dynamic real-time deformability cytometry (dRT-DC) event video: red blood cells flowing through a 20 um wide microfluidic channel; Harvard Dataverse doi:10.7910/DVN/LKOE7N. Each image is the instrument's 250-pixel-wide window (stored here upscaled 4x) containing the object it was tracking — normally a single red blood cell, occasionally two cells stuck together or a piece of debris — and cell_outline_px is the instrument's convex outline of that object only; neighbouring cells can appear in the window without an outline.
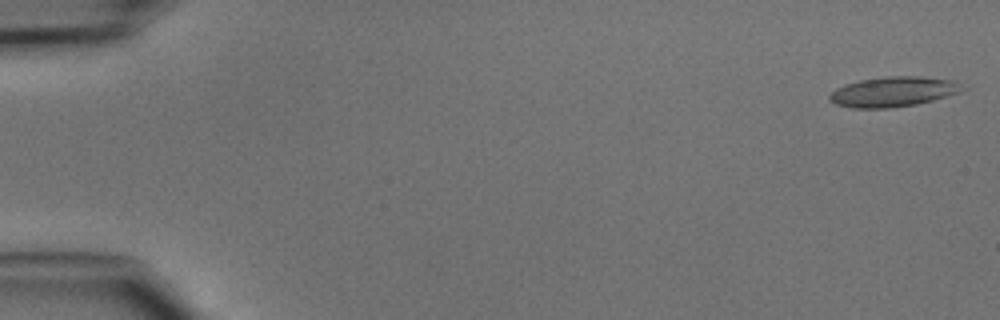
{"species": "common noctule bat (a hibernating species)", "species_latin": "Nyctalus noctula", "temperature_condition": "cold", "stored_images_in_passage": 47, "camera_frame_rate_fps": 3000, "um_per_image_px": 0.085, "animal": {"sex": "male", "body_mass_g": 15.6}, "frame": {"image": 1, "passage_image": 1, "time_ms": 0.0, "image_size_px": [1000, 320], "cell_outline_px": [[968, 88], [960, 92], [932, 100], [916, 104], [888, 108], [852, 108], [836, 104], [828, 100], [828, 96], [836, 88], [844, 84], [860, 80], [884, 76], [920, 76], [956, 80]], "centroid_in_image_um": [75.95, 7.78], "position_along_channel_um": 9.1, "area_um2": 23.47}}
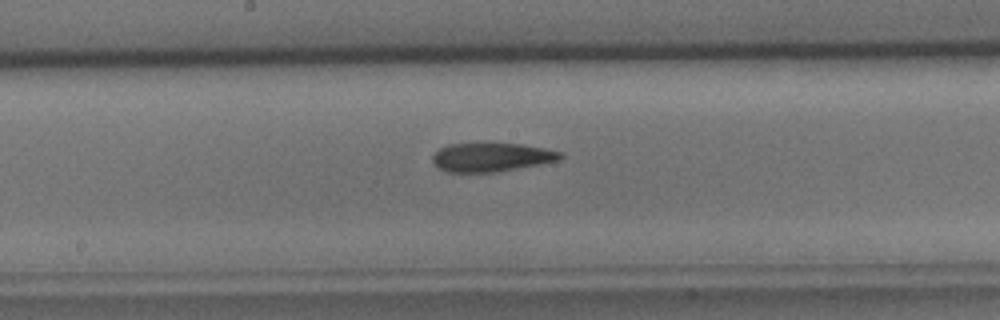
{"frame": {"image": 2, "passage_image": 25, "time_ms": 8.0, "image_size_px": [1000, 320], "cell_outline_px": [[564, 156], [560, 160], [540, 164], [496, 172], [444, 172], [432, 164], [432, 156], [440, 148], [448, 144], [520, 144], [544, 148], [564, 152]], "centroid_in_image_um": [41.76, 13.37], "position_along_channel_um": 206.4, "area_um2": 21.44}}
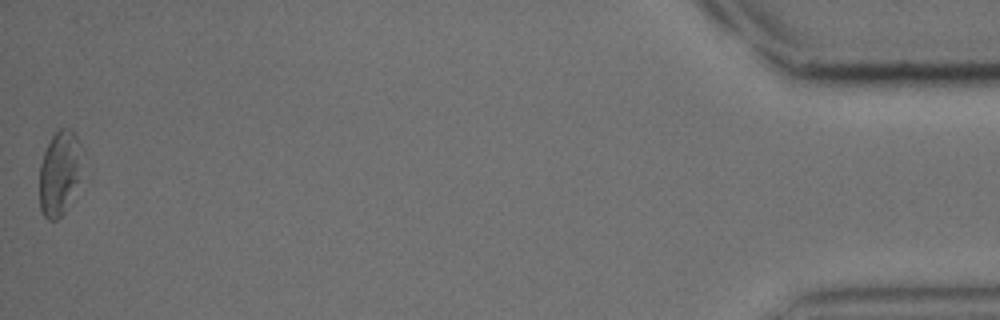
{"frame": {"image": 3, "passage_image": 47, "time_ms": 15.333, "image_size_px": [1000, 320], "cell_outline_px": [[84, 152], [76, 180], [64, 212], [56, 220], [48, 220], [44, 216], [40, 208], [40, 164], [44, 152], [52, 136], [60, 128], [72, 128], [84, 148]], "centroid_in_image_um": [5.05, 14.62], "position_along_channel_um": 430.2, "area_um2": 20.63}}